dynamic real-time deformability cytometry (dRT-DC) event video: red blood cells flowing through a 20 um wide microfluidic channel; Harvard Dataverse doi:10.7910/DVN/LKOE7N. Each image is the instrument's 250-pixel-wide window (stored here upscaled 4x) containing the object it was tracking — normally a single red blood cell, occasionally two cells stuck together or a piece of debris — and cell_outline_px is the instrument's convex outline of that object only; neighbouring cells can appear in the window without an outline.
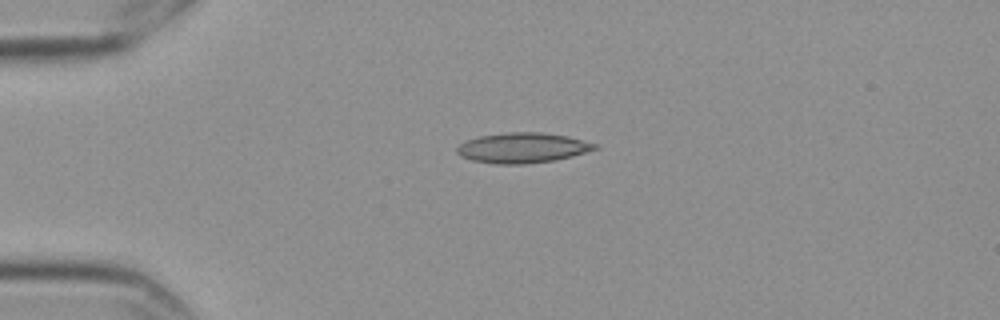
{"species": "Egyptian fruit bat (a non-hibernating species)", "species_latin": "Rousettus aegyptiacus", "temperature_condition": "cold", "stored_images_in_passage": 5, "camera_frame_rate_fps": 3000, "um_per_image_px": 0.085, "frame": {"image": 1, "passage_image": 4, "time_ms": 1.0, "image_size_px": [1000, 320], "cell_outline_px": [[600, 148], [572, 156], [556, 160], [524, 164], [496, 164], [472, 160], [460, 156], [456, 152], [456, 148], [460, 144], [468, 140], [480, 136], [508, 132], [540, 132], [568, 136], [600, 144]], "centroid_in_image_um": [44.46, 12.56], "position_along_channel_um": 40.5, "area_um2": 24.39}}